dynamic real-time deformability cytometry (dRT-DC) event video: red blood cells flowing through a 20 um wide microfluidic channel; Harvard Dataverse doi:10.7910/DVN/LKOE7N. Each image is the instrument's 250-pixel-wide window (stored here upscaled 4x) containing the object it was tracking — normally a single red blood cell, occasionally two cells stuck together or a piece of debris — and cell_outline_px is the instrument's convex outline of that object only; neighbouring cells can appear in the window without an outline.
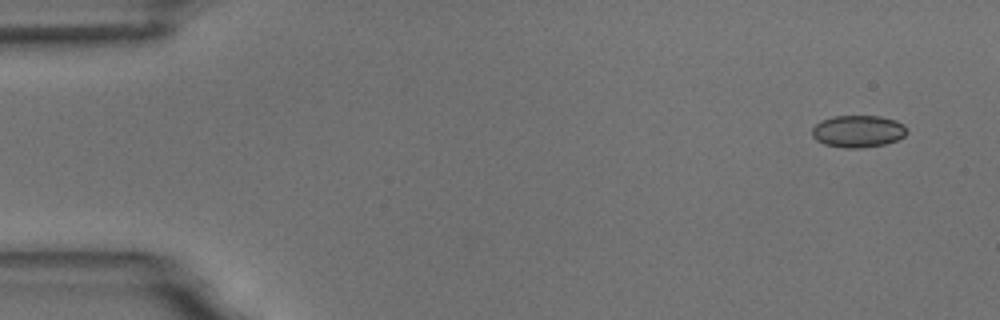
{"species": "common noctule bat (a hibernating species)", "species_latin": "Nyctalus noctula", "temperature_condition": "room temperature", "stored_images_in_passage": 6, "camera_frame_rate_fps": 3000, "um_per_image_px": 0.085, "animal": {"sex": "male", "body_mass_g": 18.8}, "frame": {"image": 1, "passage_image": 1, "time_ms": 0.0, "image_size_px": [1000, 320], "cell_outline_px": [[908, 132], [904, 136], [896, 140], [884, 144], [860, 148], [844, 148], [824, 144], [816, 140], [812, 136], [812, 128], [820, 120], [832, 116], [880, 116], [896, 120], [904, 124]], "centroid_in_image_um": [72.92, 11.15], "position_along_channel_um": 12.1, "area_um2": 17.86}}
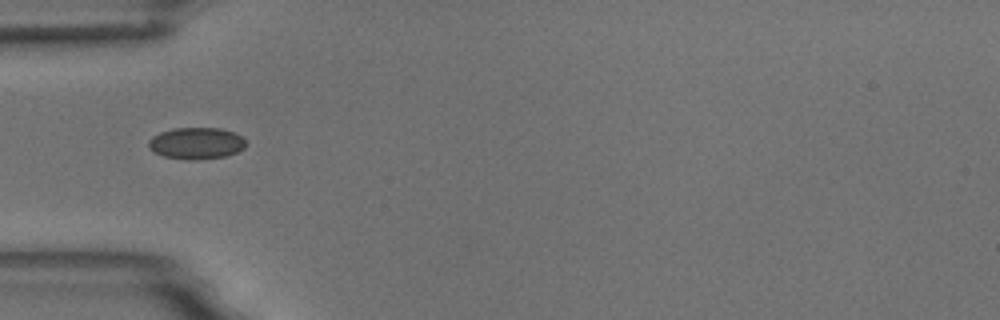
{"frame": {"image": 2, "passage_image": 5, "time_ms": 4.667, "image_size_px": [1000, 320], "cell_outline_px": [[248, 144], [244, 148], [228, 156], [196, 160], [188, 160], [164, 156], [148, 148], [148, 140], [152, 136], [160, 132], [172, 128], [220, 128], [232, 132], [240, 136]], "centroid_in_image_um": [16.68, 12.18], "position_along_channel_um": 68.3, "area_um2": 18.03}}